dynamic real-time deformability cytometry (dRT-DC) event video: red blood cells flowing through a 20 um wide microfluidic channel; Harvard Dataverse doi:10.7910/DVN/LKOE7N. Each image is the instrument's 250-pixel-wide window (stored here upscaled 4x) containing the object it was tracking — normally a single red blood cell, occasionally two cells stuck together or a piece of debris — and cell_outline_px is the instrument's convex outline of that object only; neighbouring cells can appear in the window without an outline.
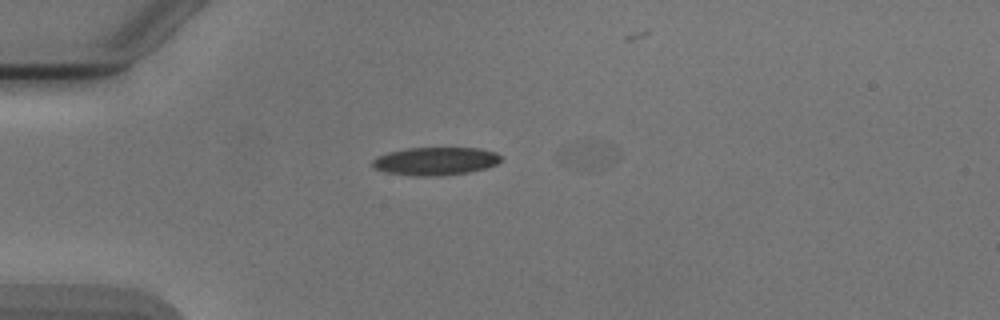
{"species": "Egyptian fruit bat (a non-hibernating species)", "species_latin": "Rousettus aegyptiacus", "temperature_condition": "cold", "stored_images_in_passage": 4, "camera_frame_rate_fps": 3000, "um_per_image_px": 0.085, "animal": {"sex": "male"}, "frame": {"image": 1, "passage_image": 2, "time_ms": 1.333, "image_size_px": [1000, 320], "cell_outline_px": [[504, 160], [488, 168], [468, 172], [440, 176], [412, 176], [384, 172], [372, 168], [372, 160], [376, 156], [388, 152], [408, 148], [480, 148], [496, 152]], "centroid_in_image_um": [37.0, 13.7], "position_along_channel_um": 48.0, "area_um2": 21.33}}